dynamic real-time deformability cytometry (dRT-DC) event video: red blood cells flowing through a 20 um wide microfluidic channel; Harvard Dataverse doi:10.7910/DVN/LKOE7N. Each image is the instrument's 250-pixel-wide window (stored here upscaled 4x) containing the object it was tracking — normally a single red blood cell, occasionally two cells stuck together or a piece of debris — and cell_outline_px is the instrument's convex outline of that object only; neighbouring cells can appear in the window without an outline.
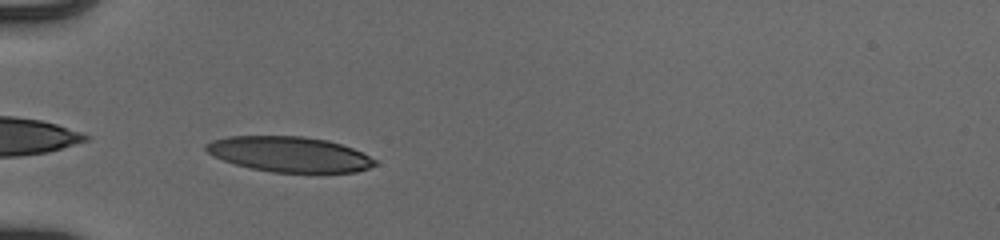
{"species": "human", "species_latin": "Homo sapiens", "temperature_condition": "cold", "stored_images_in_passage": 36, "camera_frame_rate_fps": 3000, "um_per_image_px": 0.085, "donor": {"sex": "male"}, "frame": {"image": 1, "passage_image": 1, "time_ms": 0.0, "image_size_px": [1000, 240], "cell_outline_px": [[376, 164], [368, 168], [356, 172], [272, 172], [252, 168], [236, 164], [212, 156], [204, 148], [204, 144], [212, 140], [228, 136], [304, 136], [328, 140], [352, 148], [376, 160]], "centroid_in_image_um": [24.56, 13.1], "position_along_channel_um": 60.4, "area_um2": 34.56}}
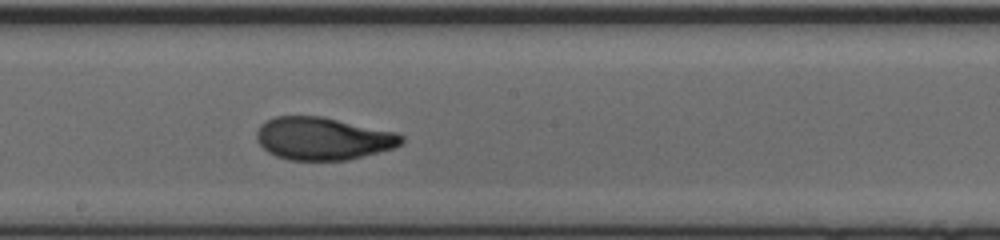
{"frame": {"image": 2, "passage_image": 14, "time_ms": 4.333, "image_size_px": [1000, 240], "cell_outline_px": [[404, 140], [400, 144], [392, 148], [348, 160], [288, 160], [276, 156], [268, 152], [256, 140], [256, 132], [260, 124], [264, 120], [276, 116], [324, 116], [396, 132], [404, 136]], "centroid_in_image_um": [27.42, 11.76], "position_along_channel_um": 220.8, "area_um2": 36.18}}
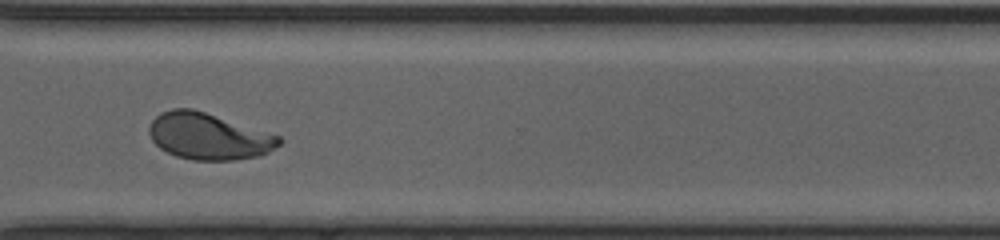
{"frame": {"image": 3, "passage_image": 24, "time_ms": 7.667, "image_size_px": [1000, 240], "cell_outline_px": [[284, 140], [280, 144], [268, 152], [256, 156], [232, 160], [192, 160], [176, 156], [160, 148], [152, 140], [148, 132], [148, 128], [152, 120], [160, 112], [172, 108], [192, 108], [280, 136]], "centroid_in_image_um": [17.7, 11.58], "position_along_channel_um": 352.9, "area_um2": 35.03}, "authors_computed_cell_mechanics": {"area_um2": 35.2869, "velocity_mm_per_s": 3.951, "shape_relaxation_time_tau1_ms": 3.8809, "shape_relaxation_time_tau2_ms": 0.8313, "deformation_change_tau1": 0.1864, "deformation_change_tau2": 0.0651}}